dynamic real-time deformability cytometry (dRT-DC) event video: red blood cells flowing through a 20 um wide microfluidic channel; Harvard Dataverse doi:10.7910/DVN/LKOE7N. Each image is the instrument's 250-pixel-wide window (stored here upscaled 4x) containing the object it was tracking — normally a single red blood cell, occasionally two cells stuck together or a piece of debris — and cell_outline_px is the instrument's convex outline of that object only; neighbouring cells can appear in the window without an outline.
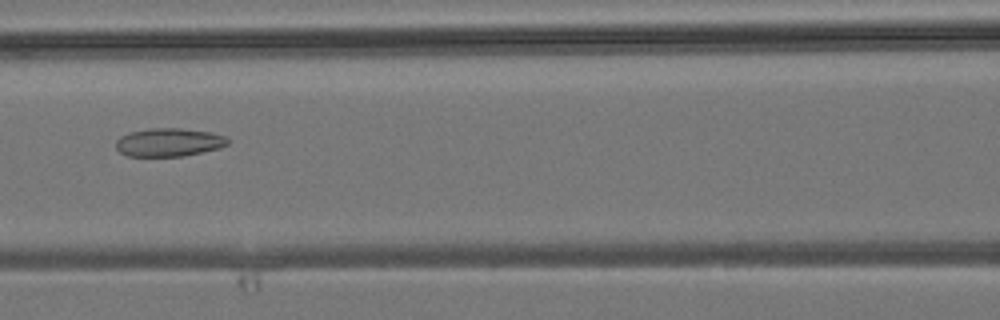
{"species": "common noctule bat (a hibernating species)", "species_latin": "Nyctalus noctula", "temperature_condition": "room temperature", "stored_images_in_passage": 5, "camera_frame_rate_fps": 3000, "um_per_image_px": 0.085, "animal": {"sex": "male", "body_mass_g": 19.2, "forearm_length_mm": 51.8}, "frame": {"image": 1, "passage_image": 3, "time_ms": 2.333, "image_size_px": [1000, 320], "cell_outline_px": [[228, 144], [220, 148], [184, 156], [128, 156], [120, 152], [116, 148], [116, 140], [120, 136], [132, 132], [148, 128], [180, 128], [212, 132], [224, 136], [228, 140]], "centroid_in_image_um": [14.35, 12.09], "position_along_channel_um": 152.2, "area_um2": 18.44}}
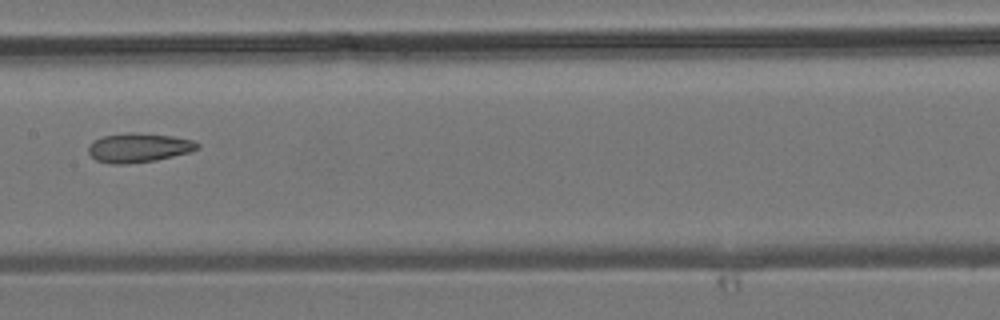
{"frame": {"image": 2, "passage_image": 4, "time_ms": 3.333, "image_size_px": [1000, 320], "cell_outline_px": [[200, 148], [188, 152], [156, 160], [128, 164], [112, 164], [96, 160], [88, 152], [88, 148], [96, 140], [104, 136], [124, 132], [132, 132], [172, 136], [192, 140], [200, 144]], "centroid_in_image_um": [11.8, 12.55], "position_along_channel_um": 195.6, "area_um2": 18.38}}
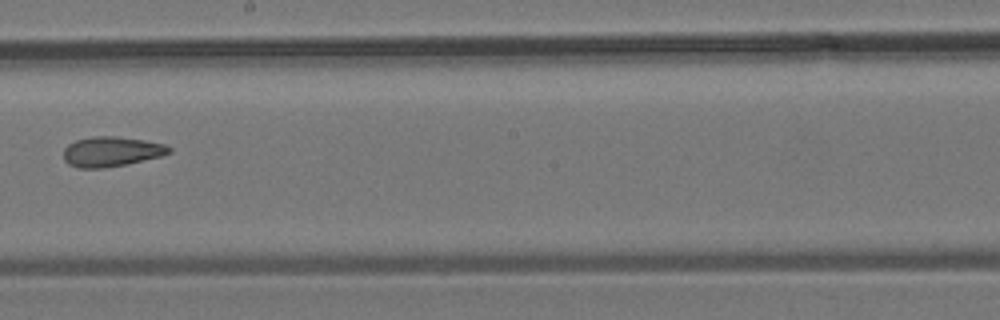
{"frame": {"image": 3, "passage_image": 5, "time_ms": 4.333, "image_size_px": [1000, 320], "cell_outline_px": [[172, 152], [160, 156], [128, 164], [104, 168], [80, 168], [68, 164], [64, 160], [64, 148], [68, 144], [76, 140], [92, 136], [116, 136], [144, 140], [164, 144], [172, 148]], "centroid_in_image_um": [9.46, 12.88], "position_along_channel_um": 238.7, "area_um2": 18.5}}